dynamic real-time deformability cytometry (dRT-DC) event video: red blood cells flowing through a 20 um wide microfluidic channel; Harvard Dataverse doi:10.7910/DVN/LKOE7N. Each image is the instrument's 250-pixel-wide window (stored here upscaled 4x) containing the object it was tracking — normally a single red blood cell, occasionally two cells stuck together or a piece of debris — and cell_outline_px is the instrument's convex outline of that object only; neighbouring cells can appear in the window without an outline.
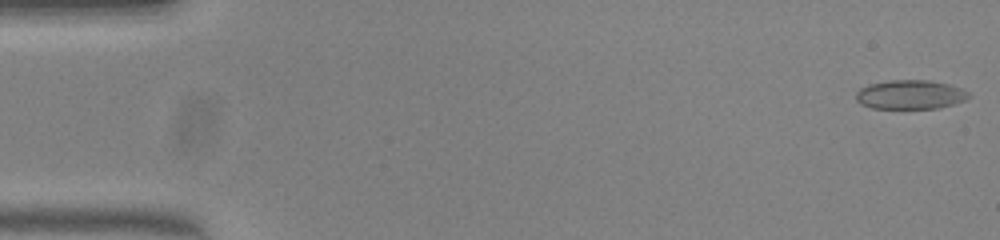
{"species": "common noctule bat (a hibernating species)", "species_latin": "Nyctalus noctula", "temperature_condition": "warm", "stored_images_in_passage": 51, "camera_frame_rate_fps": 3000, "um_per_image_px": 0.085, "animal": {"sex": "female", "body_mass_g": 23.0, "forearm_length_mm": 53.4}, "frame": {"image": 1, "passage_image": 1, "time_ms": 0.0, "image_size_px": [1000, 240], "cell_outline_px": [[972, 96], [964, 100], [952, 104], [936, 108], [872, 108], [860, 104], [856, 100], [856, 92], [860, 88], [868, 84], [892, 80], [928, 80], [948, 84], [960, 88], [968, 92]], "centroid_in_image_um": [77.34, 8.04], "position_along_channel_um": 7.7, "area_um2": 19.02}}
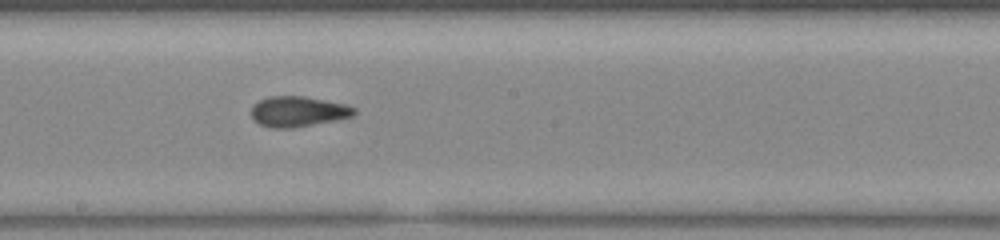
{"frame": {"image": 2, "passage_image": 28, "time_ms": 9.0, "image_size_px": [1000, 240], "cell_outline_px": [[356, 112], [352, 116], [336, 120], [292, 128], [272, 128], [260, 124], [252, 120], [252, 104], [268, 96], [304, 96], [344, 104], [356, 108]], "centroid_in_image_um": [25.3, 9.48], "position_along_channel_um": 222.9, "area_um2": 18.21}}
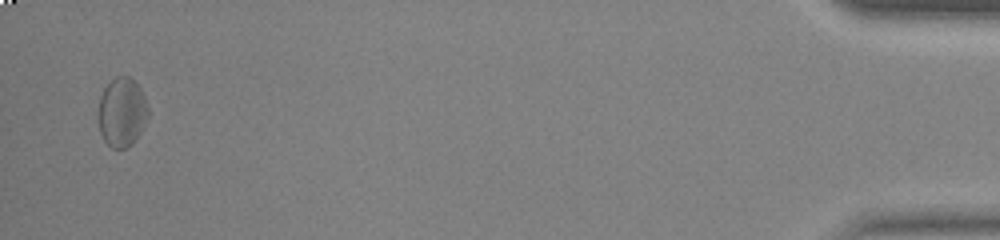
{"frame": {"image": 3, "passage_image": 50, "time_ms": 16.333, "image_size_px": [1000, 240], "cell_outline_px": [[148, 116], [136, 140], [128, 148], [112, 148], [104, 140], [100, 132], [96, 116], [96, 112], [100, 96], [104, 88], [116, 76], [128, 76], [140, 88], [148, 104]], "centroid_in_image_um": [10.33, 9.55], "position_along_channel_um": 424.9, "area_um2": 20.35}, "authors_computed_cell_mechanics": {"area_um2": 18.6694, "velocity_mm_per_s": 3.978, "shape_relaxation_time_tau1_ms": null, "shape_relaxation_time_tau2_ms": 1.3736, "deformation_change_tau1": null, "deformation_change_tau2": 0.0644}}